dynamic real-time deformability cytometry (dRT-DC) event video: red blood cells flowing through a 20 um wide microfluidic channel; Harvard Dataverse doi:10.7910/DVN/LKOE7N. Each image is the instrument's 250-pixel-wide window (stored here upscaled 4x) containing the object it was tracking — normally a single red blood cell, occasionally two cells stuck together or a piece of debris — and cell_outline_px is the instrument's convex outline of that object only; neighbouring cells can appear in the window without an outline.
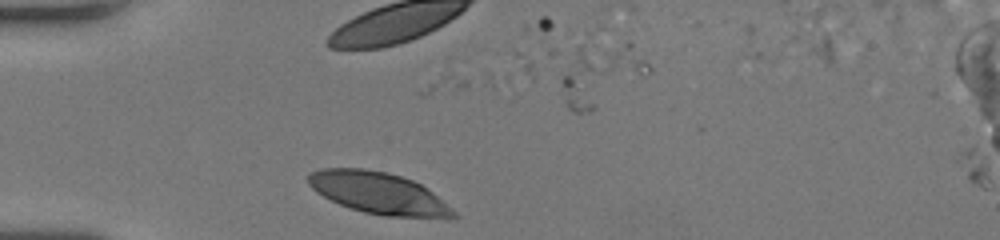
{"species": "human", "species_latin": "Homo sapiens", "temperature_condition": "room temperature", "stored_images_in_passage": 4, "camera_frame_rate_fps": 3000, "um_per_image_px": 0.085, "donor": {"sex": "female"}, "frame": {"image": 1, "passage_image": 2, "time_ms": 0.333, "image_size_px": [1000, 240], "cell_outline_px": [[460, 216], [384, 216], [364, 212], [340, 204], [316, 192], [308, 184], [308, 172], [320, 168], [364, 168], [384, 172], [400, 176], [412, 180], [420, 184], [432, 192], [452, 208]], "centroid_in_image_um": [32.1, 16.38], "position_along_channel_um": 52.9, "area_um2": 34.56}}